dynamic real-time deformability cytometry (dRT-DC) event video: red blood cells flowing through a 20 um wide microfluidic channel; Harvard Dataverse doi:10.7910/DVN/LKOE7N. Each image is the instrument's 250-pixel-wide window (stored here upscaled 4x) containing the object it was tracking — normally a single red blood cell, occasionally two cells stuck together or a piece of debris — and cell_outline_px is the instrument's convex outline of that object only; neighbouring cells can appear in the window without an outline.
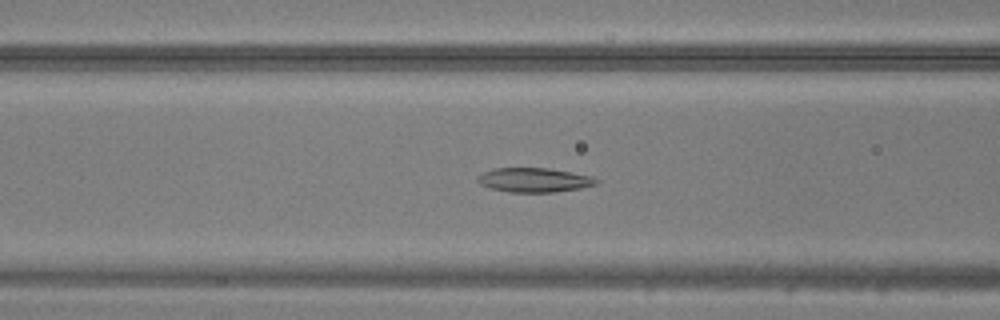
{"species": "common noctule bat (a hibernating species)", "species_latin": "Nyctalus noctula", "temperature_condition": "warm", "stored_images_in_passage": 48, "camera_frame_rate_fps": 3000, "um_per_image_px": 0.085, "animal": {"sex": "male", "body_mass_g": 20.5, "forearm_length_mm": 52.5}, "frame": {"image": 1, "passage_image": 19, "time_ms": 6.0, "image_size_px": [1000, 320], "cell_outline_px": [[600, 180], [596, 184], [580, 188], [556, 192], [508, 192], [492, 188], [480, 184], [476, 180], [476, 176], [484, 172], [496, 168], [548, 168], [572, 172], [592, 176]], "centroid_in_image_um": [45.41, 15.3], "position_along_channel_um": 121.2, "area_um2": 16.82}}
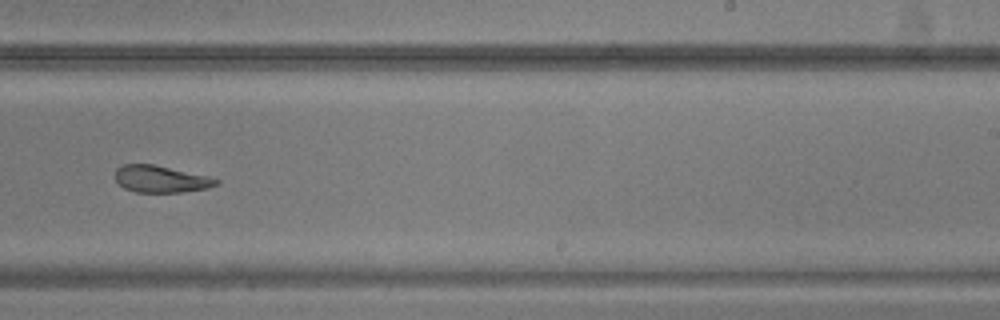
{"frame": {"image": 2, "passage_image": 30, "time_ms": 9.667, "image_size_px": [1000, 320], "cell_outline_px": [[220, 184], [208, 188], [180, 192], [136, 192], [124, 188], [116, 180], [116, 168], [124, 164], [152, 164], [208, 176], [220, 180]], "centroid_in_image_um": [13.69, 15.22], "position_along_channel_um": 275.3, "area_um2": 15.72}}
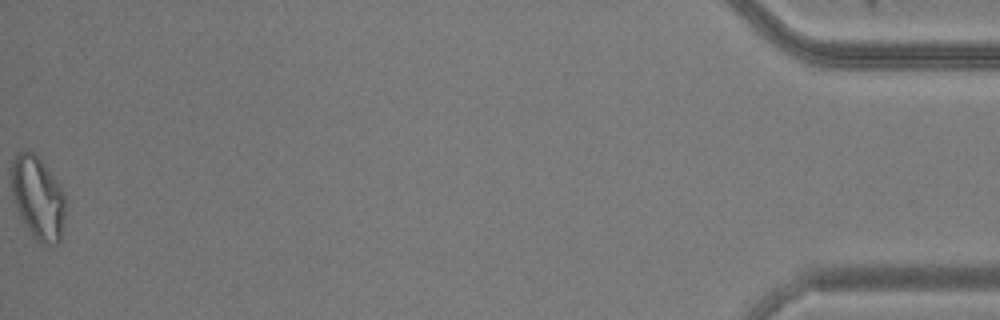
{"frame": {"image": 3, "passage_image": 48, "time_ms": 15.667, "image_size_px": [1000, 320], "cell_outline_px": [[68, 204], [60, 240], [56, 244], [40, 244], [32, 236], [20, 216], [12, 196], [12, 160], [20, 152], [32, 152], [48, 168], [64, 192], [68, 200]], "centroid_in_image_um": [3.27, 16.86], "position_along_channel_um": 431.9, "area_um2": 26.24}}